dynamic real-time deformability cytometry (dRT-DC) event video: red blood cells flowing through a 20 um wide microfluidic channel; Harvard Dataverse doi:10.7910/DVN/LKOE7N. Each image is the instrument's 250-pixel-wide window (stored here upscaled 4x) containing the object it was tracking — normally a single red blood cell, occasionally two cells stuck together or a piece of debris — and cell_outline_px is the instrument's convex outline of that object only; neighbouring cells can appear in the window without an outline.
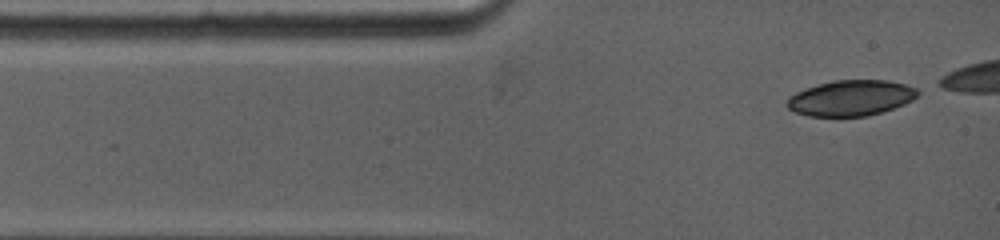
{"species": "common noctule bat (a hibernating species)", "species_latin": "Nyctalus noctula", "temperature_condition": "warm", "stored_images_in_passage": 5, "camera_frame_rate_fps": 5000, "um_per_image_px": 0.085, "animal": {"sex": "female", "body_mass_g": 19.0, "forearm_length_mm": 53.3}, "frame": {"image": 1, "passage_image": 1, "time_ms": 0.0, "image_size_px": [1000, 240], "cell_outline_px": [[920, 92], [912, 100], [904, 104], [868, 116], [808, 116], [796, 112], [788, 108], [784, 104], [788, 96], [796, 92], [832, 80], [888, 80], [904, 84], [916, 88]], "centroid_in_image_um": [72.3, 8.33], "position_along_channel_um": 12.7, "area_um2": 27.05}}